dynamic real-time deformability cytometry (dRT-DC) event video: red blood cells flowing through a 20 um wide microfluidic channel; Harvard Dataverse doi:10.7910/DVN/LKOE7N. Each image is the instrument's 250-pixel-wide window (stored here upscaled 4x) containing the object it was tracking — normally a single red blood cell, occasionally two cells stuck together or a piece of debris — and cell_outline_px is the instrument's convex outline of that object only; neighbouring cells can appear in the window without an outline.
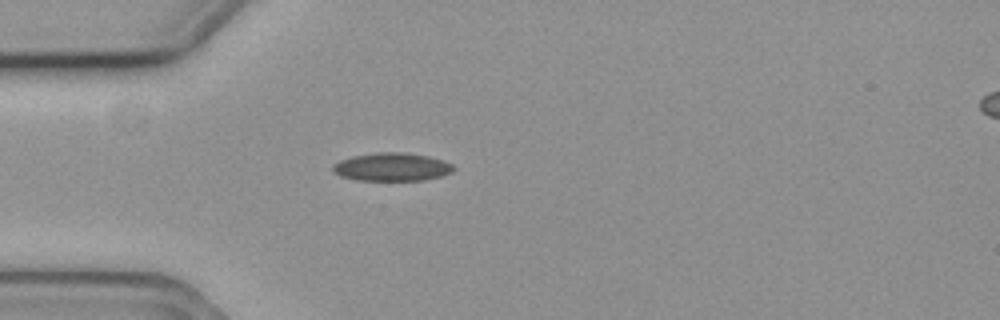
{"species": "common noctule bat (a hibernating species)", "species_latin": "Nyctalus noctula", "temperature_condition": "cold", "stored_images_in_passage": 1, "camera_frame_rate_fps": 3000, "um_per_image_px": 0.085, "animal": {"sex": "female", "body_mass_g": 19.3, "forearm_length_mm": 54.1}, "frame": {"image": 1, "passage_image": 1, "time_ms": 0.0, "image_size_px": [1000, 320], "cell_outline_px": [[456, 168], [452, 172], [440, 176], [424, 180], [356, 180], [340, 176], [332, 172], [332, 164], [340, 160], [352, 156], [376, 152], [400, 152], [428, 156], [444, 160], [452, 164]], "centroid_in_image_um": [33.29, 14.19], "position_along_channel_um": 51.7, "area_um2": 19.94}}